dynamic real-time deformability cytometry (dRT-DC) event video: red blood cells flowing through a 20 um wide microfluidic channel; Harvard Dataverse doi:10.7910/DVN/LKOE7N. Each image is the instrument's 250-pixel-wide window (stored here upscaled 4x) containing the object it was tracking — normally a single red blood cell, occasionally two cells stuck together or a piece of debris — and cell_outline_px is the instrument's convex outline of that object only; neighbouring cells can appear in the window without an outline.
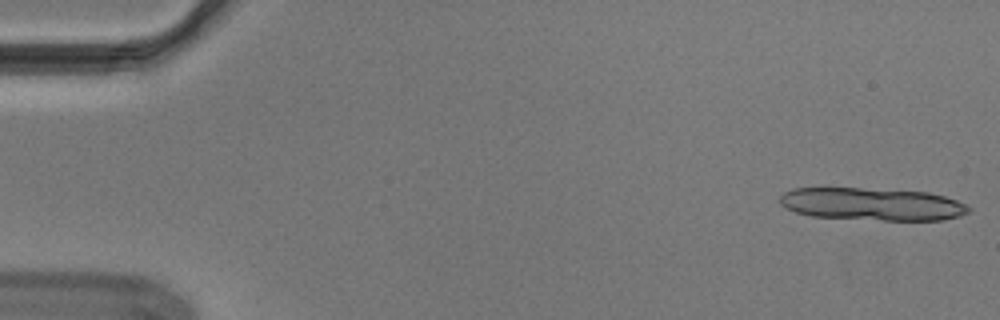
{"species": "Egyptian fruit bat (a non-hibernating species)", "species_latin": "Rousettus aegyptiacus", "temperature_condition": "cold", "stored_images_in_passage": 12, "camera_frame_rate_fps": 3000, "um_per_image_px": 0.085, "animal": {"sex": "male"}, "frame": {"image": 1, "passage_image": 1, "time_ms": 0.0, "image_size_px": [1000, 320], "cell_outline_px": [[972, 208], [968, 212], [960, 216], [944, 220], [884, 220], [812, 216], [796, 212], [780, 204], [780, 196], [784, 192], [792, 188], [860, 188], [928, 192], [944, 196], [956, 200]], "centroid_in_image_um": [74.14, 17.35], "position_along_channel_um": 10.9, "area_um2": 35.72}}